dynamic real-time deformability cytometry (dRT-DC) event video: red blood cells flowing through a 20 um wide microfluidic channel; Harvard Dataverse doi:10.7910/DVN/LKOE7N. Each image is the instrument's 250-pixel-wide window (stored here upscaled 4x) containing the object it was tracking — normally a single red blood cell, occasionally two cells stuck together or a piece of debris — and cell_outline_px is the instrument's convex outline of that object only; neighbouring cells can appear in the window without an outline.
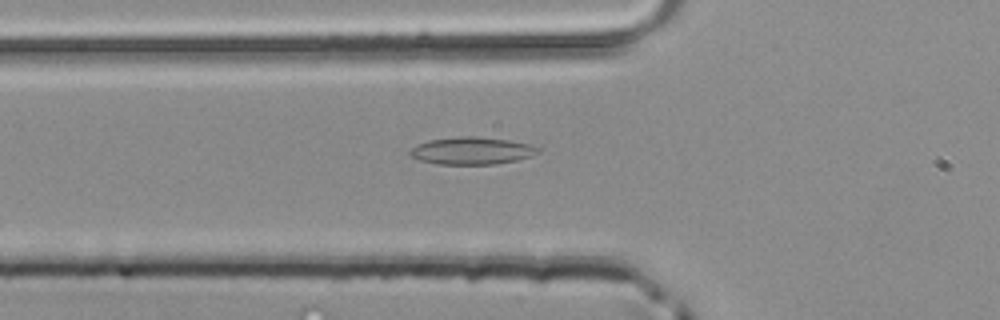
{"species": "common noctule bat (a hibernating species)", "species_latin": "Nyctalus noctula", "temperature_condition": "room temperature", "stored_images_in_passage": 40, "camera_frame_rate_fps": 3000, "um_per_image_px": 0.085, "animal": {"sex": "male", "body_mass_g": 20.4}, "frame": {"image": 1, "passage_image": 10, "time_ms": 3.0, "image_size_px": [1000, 320], "cell_outline_px": [[540, 152], [532, 156], [516, 160], [496, 164], [436, 164], [420, 160], [408, 156], [408, 152], [412, 148], [428, 140], [456, 136], [476, 136], [508, 140], [532, 144], [540, 148]], "centroid_in_image_um": [40.11, 12.81], "position_along_channel_um": 85.7, "area_um2": 20.58}}
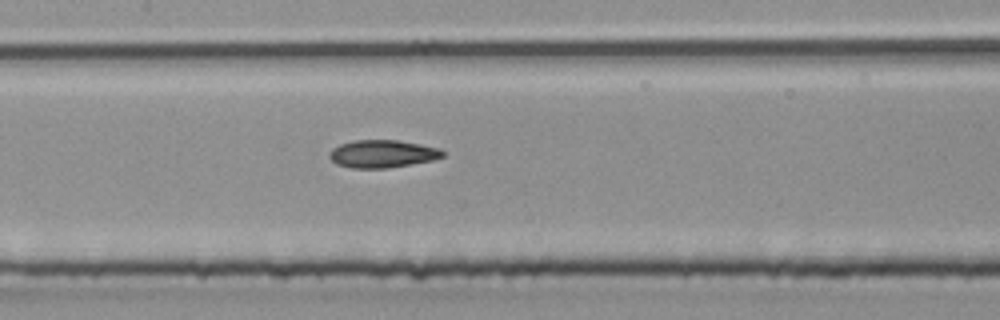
{"frame": {"image": 2, "passage_image": 16, "time_ms": 5.0, "image_size_px": [1000, 320], "cell_outline_px": [[444, 156], [432, 160], [412, 164], [388, 168], [352, 168], [336, 164], [328, 156], [328, 152], [332, 148], [340, 144], [356, 140], [396, 140], [420, 144], [440, 148], [444, 152]], "centroid_in_image_um": [32.49, 13.07], "position_along_channel_um": 174.9, "area_um2": 18.32}}
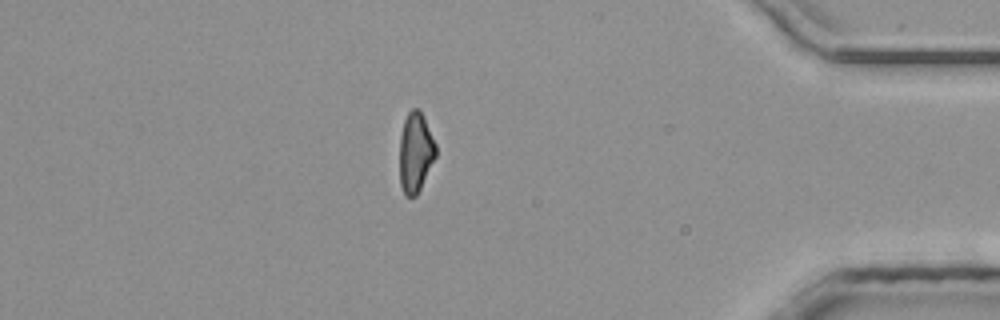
{"frame": {"image": 3, "passage_image": 34, "time_ms": 11.0, "image_size_px": [1000, 320], "cell_outline_px": [[436, 156], [416, 196], [404, 196], [400, 184], [400, 136], [404, 120], [408, 112], [412, 108], [416, 108], [424, 116], [436, 144]], "centroid_in_image_um": [35.31, 12.95], "position_along_channel_um": 399.9, "area_um2": 16.82}}